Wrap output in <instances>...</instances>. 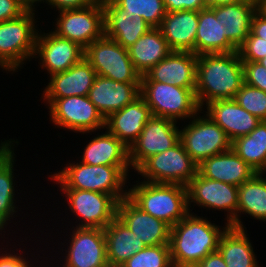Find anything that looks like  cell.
I'll list each match as a JSON object with an SVG mask.
<instances>
[{"instance_id": "6da1fadb", "label": "cell", "mask_w": 266, "mask_h": 267, "mask_svg": "<svg viewBox=\"0 0 266 267\" xmlns=\"http://www.w3.org/2000/svg\"><path fill=\"white\" fill-rule=\"evenodd\" d=\"M243 84L244 70L237 51L197 56L195 96L201 110L205 102L234 99Z\"/></svg>"}, {"instance_id": "7a4b0ae2", "label": "cell", "mask_w": 266, "mask_h": 267, "mask_svg": "<svg viewBox=\"0 0 266 267\" xmlns=\"http://www.w3.org/2000/svg\"><path fill=\"white\" fill-rule=\"evenodd\" d=\"M190 212L170 230L169 248L173 266L194 267L211 252L217 251L223 231L207 219Z\"/></svg>"}, {"instance_id": "3957f363", "label": "cell", "mask_w": 266, "mask_h": 267, "mask_svg": "<svg viewBox=\"0 0 266 267\" xmlns=\"http://www.w3.org/2000/svg\"><path fill=\"white\" fill-rule=\"evenodd\" d=\"M67 166L51 177L60 183L61 189L101 192L111 195L117 202L128 197V191L122 189L126 184L129 166L88 165L83 162Z\"/></svg>"}, {"instance_id": "277c9868", "label": "cell", "mask_w": 266, "mask_h": 267, "mask_svg": "<svg viewBox=\"0 0 266 267\" xmlns=\"http://www.w3.org/2000/svg\"><path fill=\"white\" fill-rule=\"evenodd\" d=\"M128 198L142 211L176 225L189 212L187 189L178 184L150 183L146 180L128 190Z\"/></svg>"}, {"instance_id": "5b68a950", "label": "cell", "mask_w": 266, "mask_h": 267, "mask_svg": "<svg viewBox=\"0 0 266 267\" xmlns=\"http://www.w3.org/2000/svg\"><path fill=\"white\" fill-rule=\"evenodd\" d=\"M33 12L0 22V66L6 71H16L23 61L34 57L39 31L35 29Z\"/></svg>"}, {"instance_id": "8992f818", "label": "cell", "mask_w": 266, "mask_h": 267, "mask_svg": "<svg viewBox=\"0 0 266 267\" xmlns=\"http://www.w3.org/2000/svg\"><path fill=\"white\" fill-rule=\"evenodd\" d=\"M140 96L150 107L152 115L174 121L199 115L200 107L195 88H182L155 81L140 82Z\"/></svg>"}, {"instance_id": "52a82bcc", "label": "cell", "mask_w": 266, "mask_h": 267, "mask_svg": "<svg viewBox=\"0 0 266 267\" xmlns=\"http://www.w3.org/2000/svg\"><path fill=\"white\" fill-rule=\"evenodd\" d=\"M198 165L185 151L181 141L162 153L146 159L135 171L150 183L185 186L197 174Z\"/></svg>"}, {"instance_id": "ba28073f", "label": "cell", "mask_w": 266, "mask_h": 267, "mask_svg": "<svg viewBox=\"0 0 266 267\" xmlns=\"http://www.w3.org/2000/svg\"><path fill=\"white\" fill-rule=\"evenodd\" d=\"M84 58L98 76L122 83L141 82V75L136 71L128 49L105 35L84 49Z\"/></svg>"}, {"instance_id": "9c48e42d", "label": "cell", "mask_w": 266, "mask_h": 267, "mask_svg": "<svg viewBox=\"0 0 266 267\" xmlns=\"http://www.w3.org/2000/svg\"><path fill=\"white\" fill-rule=\"evenodd\" d=\"M56 28L59 37L69 39L86 48L105 35L104 9L101 2H93L81 9L59 11Z\"/></svg>"}, {"instance_id": "30bf717a", "label": "cell", "mask_w": 266, "mask_h": 267, "mask_svg": "<svg viewBox=\"0 0 266 267\" xmlns=\"http://www.w3.org/2000/svg\"><path fill=\"white\" fill-rule=\"evenodd\" d=\"M180 130V141L192 160L199 165L205 159L231 149V141L225 131L209 116H195Z\"/></svg>"}, {"instance_id": "8fae6325", "label": "cell", "mask_w": 266, "mask_h": 267, "mask_svg": "<svg viewBox=\"0 0 266 267\" xmlns=\"http://www.w3.org/2000/svg\"><path fill=\"white\" fill-rule=\"evenodd\" d=\"M48 101L50 117L58 127L80 133L105 129V119L88 96H70Z\"/></svg>"}, {"instance_id": "7c38bea8", "label": "cell", "mask_w": 266, "mask_h": 267, "mask_svg": "<svg viewBox=\"0 0 266 267\" xmlns=\"http://www.w3.org/2000/svg\"><path fill=\"white\" fill-rule=\"evenodd\" d=\"M188 207L190 202L197 206L208 207L209 210H225L227 225L237 228L238 187L229 183L212 180L201 176L198 172L186 185ZM191 200V201H190Z\"/></svg>"}, {"instance_id": "4fadbf2b", "label": "cell", "mask_w": 266, "mask_h": 267, "mask_svg": "<svg viewBox=\"0 0 266 267\" xmlns=\"http://www.w3.org/2000/svg\"><path fill=\"white\" fill-rule=\"evenodd\" d=\"M177 121L152 116L145 124L138 139L129 148V161L136 170L146 159L172 148L180 141Z\"/></svg>"}, {"instance_id": "5bb4252c", "label": "cell", "mask_w": 266, "mask_h": 267, "mask_svg": "<svg viewBox=\"0 0 266 267\" xmlns=\"http://www.w3.org/2000/svg\"><path fill=\"white\" fill-rule=\"evenodd\" d=\"M74 215L83 219L78 228L105 229L117 216L118 202L108 194L79 189H61Z\"/></svg>"}, {"instance_id": "9a60e30c", "label": "cell", "mask_w": 266, "mask_h": 267, "mask_svg": "<svg viewBox=\"0 0 266 267\" xmlns=\"http://www.w3.org/2000/svg\"><path fill=\"white\" fill-rule=\"evenodd\" d=\"M63 267H109L104 229L75 227Z\"/></svg>"}, {"instance_id": "2e32d148", "label": "cell", "mask_w": 266, "mask_h": 267, "mask_svg": "<svg viewBox=\"0 0 266 267\" xmlns=\"http://www.w3.org/2000/svg\"><path fill=\"white\" fill-rule=\"evenodd\" d=\"M39 54V55H38ZM35 55H38L41 67L54 75L68 70L84 57V48L78 43L59 37L54 32L37 34Z\"/></svg>"}, {"instance_id": "e0dca14e", "label": "cell", "mask_w": 266, "mask_h": 267, "mask_svg": "<svg viewBox=\"0 0 266 267\" xmlns=\"http://www.w3.org/2000/svg\"><path fill=\"white\" fill-rule=\"evenodd\" d=\"M145 246L169 244L171 227L149 213L142 211L128 197L117 204V216Z\"/></svg>"}, {"instance_id": "ac0fdd59", "label": "cell", "mask_w": 266, "mask_h": 267, "mask_svg": "<svg viewBox=\"0 0 266 267\" xmlns=\"http://www.w3.org/2000/svg\"><path fill=\"white\" fill-rule=\"evenodd\" d=\"M196 67V54L172 51L165 59L141 76V81H155L182 88H195Z\"/></svg>"}, {"instance_id": "d6986e66", "label": "cell", "mask_w": 266, "mask_h": 267, "mask_svg": "<svg viewBox=\"0 0 266 267\" xmlns=\"http://www.w3.org/2000/svg\"><path fill=\"white\" fill-rule=\"evenodd\" d=\"M138 97L140 83H122L98 75L88 93L89 100L104 119L134 102Z\"/></svg>"}, {"instance_id": "ffe728a7", "label": "cell", "mask_w": 266, "mask_h": 267, "mask_svg": "<svg viewBox=\"0 0 266 267\" xmlns=\"http://www.w3.org/2000/svg\"><path fill=\"white\" fill-rule=\"evenodd\" d=\"M102 5L105 36L115 40L125 49L131 47L143 34L153 28L142 17L128 14L113 0H105Z\"/></svg>"}, {"instance_id": "44dd1931", "label": "cell", "mask_w": 266, "mask_h": 267, "mask_svg": "<svg viewBox=\"0 0 266 267\" xmlns=\"http://www.w3.org/2000/svg\"><path fill=\"white\" fill-rule=\"evenodd\" d=\"M97 74L83 57L68 70L51 75L43 92L44 99H62L70 96H88Z\"/></svg>"}, {"instance_id": "7402d4cb", "label": "cell", "mask_w": 266, "mask_h": 267, "mask_svg": "<svg viewBox=\"0 0 266 267\" xmlns=\"http://www.w3.org/2000/svg\"><path fill=\"white\" fill-rule=\"evenodd\" d=\"M205 105L207 106L206 115L225 131L231 142L248 135L261 122L234 99L215 100Z\"/></svg>"}, {"instance_id": "603a6c76", "label": "cell", "mask_w": 266, "mask_h": 267, "mask_svg": "<svg viewBox=\"0 0 266 267\" xmlns=\"http://www.w3.org/2000/svg\"><path fill=\"white\" fill-rule=\"evenodd\" d=\"M152 116L150 107L140 96L106 118L105 128L130 148Z\"/></svg>"}, {"instance_id": "cb8c5ba5", "label": "cell", "mask_w": 266, "mask_h": 267, "mask_svg": "<svg viewBox=\"0 0 266 267\" xmlns=\"http://www.w3.org/2000/svg\"><path fill=\"white\" fill-rule=\"evenodd\" d=\"M259 8V0H243L210 8L219 19L226 38L238 49L251 31L254 13Z\"/></svg>"}, {"instance_id": "d4e9b609", "label": "cell", "mask_w": 266, "mask_h": 267, "mask_svg": "<svg viewBox=\"0 0 266 267\" xmlns=\"http://www.w3.org/2000/svg\"><path fill=\"white\" fill-rule=\"evenodd\" d=\"M197 172L205 178L229 183L237 187L249 181L257 173L232 148L202 161L198 165Z\"/></svg>"}, {"instance_id": "484cf974", "label": "cell", "mask_w": 266, "mask_h": 267, "mask_svg": "<svg viewBox=\"0 0 266 267\" xmlns=\"http://www.w3.org/2000/svg\"><path fill=\"white\" fill-rule=\"evenodd\" d=\"M172 51L193 52L198 28L197 11L167 12L158 27Z\"/></svg>"}, {"instance_id": "4316f807", "label": "cell", "mask_w": 266, "mask_h": 267, "mask_svg": "<svg viewBox=\"0 0 266 267\" xmlns=\"http://www.w3.org/2000/svg\"><path fill=\"white\" fill-rule=\"evenodd\" d=\"M171 52L172 50L158 27L151 28L128 48L129 57L141 76Z\"/></svg>"}, {"instance_id": "83f0119b", "label": "cell", "mask_w": 266, "mask_h": 267, "mask_svg": "<svg viewBox=\"0 0 266 267\" xmlns=\"http://www.w3.org/2000/svg\"><path fill=\"white\" fill-rule=\"evenodd\" d=\"M104 233L109 267H120L146 247L141 239H138L136 234L117 217L104 229Z\"/></svg>"}, {"instance_id": "f1b7e54d", "label": "cell", "mask_w": 266, "mask_h": 267, "mask_svg": "<svg viewBox=\"0 0 266 267\" xmlns=\"http://www.w3.org/2000/svg\"><path fill=\"white\" fill-rule=\"evenodd\" d=\"M81 162L88 165L131 166L129 148L108 130L86 145Z\"/></svg>"}, {"instance_id": "f546056e", "label": "cell", "mask_w": 266, "mask_h": 267, "mask_svg": "<svg viewBox=\"0 0 266 267\" xmlns=\"http://www.w3.org/2000/svg\"><path fill=\"white\" fill-rule=\"evenodd\" d=\"M219 19L210 8L198 12L195 54L232 53L238 49L226 38Z\"/></svg>"}, {"instance_id": "4dcf8cb0", "label": "cell", "mask_w": 266, "mask_h": 267, "mask_svg": "<svg viewBox=\"0 0 266 267\" xmlns=\"http://www.w3.org/2000/svg\"><path fill=\"white\" fill-rule=\"evenodd\" d=\"M244 229L228 226L218 242V251L227 267H258V262Z\"/></svg>"}, {"instance_id": "1f68e13d", "label": "cell", "mask_w": 266, "mask_h": 267, "mask_svg": "<svg viewBox=\"0 0 266 267\" xmlns=\"http://www.w3.org/2000/svg\"><path fill=\"white\" fill-rule=\"evenodd\" d=\"M262 176L263 173L257 172L238 187L237 228L244 229L239 218L241 212L255 219L266 220V178Z\"/></svg>"}, {"instance_id": "d6a6232c", "label": "cell", "mask_w": 266, "mask_h": 267, "mask_svg": "<svg viewBox=\"0 0 266 267\" xmlns=\"http://www.w3.org/2000/svg\"><path fill=\"white\" fill-rule=\"evenodd\" d=\"M7 140L0 145V230L4 229L6 221L10 220L15 211L14 204V152L11 143Z\"/></svg>"}, {"instance_id": "836d02e7", "label": "cell", "mask_w": 266, "mask_h": 267, "mask_svg": "<svg viewBox=\"0 0 266 267\" xmlns=\"http://www.w3.org/2000/svg\"><path fill=\"white\" fill-rule=\"evenodd\" d=\"M232 150L256 172H262L266 166V121L248 135L232 141Z\"/></svg>"}, {"instance_id": "e575fe53", "label": "cell", "mask_w": 266, "mask_h": 267, "mask_svg": "<svg viewBox=\"0 0 266 267\" xmlns=\"http://www.w3.org/2000/svg\"><path fill=\"white\" fill-rule=\"evenodd\" d=\"M128 14L142 17L152 27H159L167 13L163 0H113Z\"/></svg>"}, {"instance_id": "d590c367", "label": "cell", "mask_w": 266, "mask_h": 267, "mask_svg": "<svg viewBox=\"0 0 266 267\" xmlns=\"http://www.w3.org/2000/svg\"><path fill=\"white\" fill-rule=\"evenodd\" d=\"M120 267H173L169 244L146 246Z\"/></svg>"}, {"instance_id": "8d00e7d4", "label": "cell", "mask_w": 266, "mask_h": 267, "mask_svg": "<svg viewBox=\"0 0 266 267\" xmlns=\"http://www.w3.org/2000/svg\"><path fill=\"white\" fill-rule=\"evenodd\" d=\"M234 100L250 114L266 121V92L243 84L236 93Z\"/></svg>"}, {"instance_id": "74e56055", "label": "cell", "mask_w": 266, "mask_h": 267, "mask_svg": "<svg viewBox=\"0 0 266 267\" xmlns=\"http://www.w3.org/2000/svg\"><path fill=\"white\" fill-rule=\"evenodd\" d=\"M242 61L258 62L266 57V41L256 37L251 31L237 50Z\"/></svg>"}, {"instance_id": "f35d334b", "label": "cell", "mask_w": 266, "mask_h": 267, "mask_svg": "<svg viewBox=\"0 0 266 267\" xmlns=\"http://www.w3.org/2000/svg\"><path fill=\"white\" fill-rule=\"evenodd\" d=\"M244 83L266 92V68L259 62L242 61Z\"/></svg>"}, {"instance_id": "ab89813d", "label": "cell", "mask_w": 266, "mask_h": 267, "mask_svg": "<svg viewBox=\"0 0 266 267\" xmlns=\"http://www.w3.org/2000/svg\"><path fill=\"white\" fill-rule=\"evenodd\" d=\"M167 12L204 9L203 0H163Z\"/></svg>"}, {"instance_id": "60d3db41", "label": "cell", "mask_w": 266, "mask_h": 267, "mask_svg": "<svg viewBox=\"0 0 266 267\" xmlns=\"http://www.w3.org/2000/svg\"><path fill=\"white\" fill-rule=\"evenodd\" d=\"M25 12L17 0H0V22L17 18Z\"/></svg>"}, {"instance_id": "b9f144b4", "label": "cell", "mask_w": 266, "mask_h": 267, "mask_svg": "<svg viewBox=\"0 0 266 267\" xmlns=\"http://www.w3.org/2000/svg\"><path fill=\"white\" fill-rule=\"evenodd\" d=\"M251 32L266 41V13L261 8H258L252 17Z\"/></svg>"}, {"instance_id": "7bdbcfd3", "label": "cell", "mask_w": 266, "mask_h": 267, "mask_svg": "<svg viewBox=\"0 0 266 267\" xmlns=\"http://www.w3.org/2000/svg\"><path fill=\"white\" fill-rule=\"evenodd\" d=\"M48 5L56 7L59 11L71 10V9H81L89 6L93 3L92 0H45Z\"/></svg>"}, {"instance_id": "ee69618b", "label": "cell", "mask_w": 266, "mask_h": 267, "mask_svg": "<svg viewBox=\"0 0 266 267\" xmlns=\"http://www.w3.org/2000/svg\"><path fill=\"white\" fill-rule=\"evenodd\" d=\"M18 254H9L6 255L3 253L0 255V267H30L28 264L29 262L21 257V255L17 256Z\"/></svg>"}, {"instance_id": "f6af8a7d", "label": "cell", "mask_w": 266, "mask_h": 267, "mask_svg": "<svg viewBox=\"0 0 266 267\" xmlns=\"http://www.w3.org/2000/svg\"><path fill=\"white\" fill-rule=\"evenodd\" d=\"M194 267H227L219 251L211 252Z\"/></svg>"}, {"instance_id": "bcb514c9", "label": "cell", "mask_w": 266, "mask_h": 267, "mask_svg": "<svg viewBox=\"0 0 266 267\" xmlns=\"http://www.w3.org/2000/svg\"><path fill=\"white\" fill-rule=\"evenodd\" d=\"M243 0H203L204 8H213L223 4L237 3Z\"/></svg>"}, {"instance_id": "7dc6e473", "label": "cell", "mask_w": 266, "mask_h": 267, "mask_svg": "<svg viewBox=\"0 0 266 267\" xmlns=\"http://www.w3.org/2000/svg\"><path fill=\"white\" fill-rule=\"evenodd\" d=\"M22 6H23V8L26 10V11H35V10H33L34 9V3L36 2H41V1H43L44 2V0H17ZM33 6V7H32Z\"/></svg>"}, {"instance_id": "c3c4849f", "label": "cell", "mask_w": 266, "mask_h": 267, "mask_svg": "<svg viewBox=\"0 0 266 267\" xmlns=\"http://www.w3.org/2000/svg\"><path fill=\"white\" fill-rule=\"evenodd\" d=\"M259 8L266 13V0H259Z\"/></svg>"}, {"instance_id": "681fc988", "label": "cell", "mask_w": 266, "mask_h": 267, "mask_svg": "<svg viewBox=\"0 0 266 267\" xmlns=\"http://www.w3.org/2000/svg\"><path fill=\"white\" fill-rule=\"evenodd\" d=\"M262 66L266 68V57L258 61Z\"/></svg>"}, {"instance_id": "f907efd6", "label": "cell", "mask_w": 266, "mask_h": 267, "mask_svg": "<svg viewBox=\"0 0 266 267\" xmlns=\"http://www.w3.org/2000/svg\"><path fill=\"white\" fill-rule=\"evenodd\" d=\"M93 2H101L103 3L105 0H92Z\"/></svg>"}, {"instance_id": "816d5d0a", "label": "cell", "mask_w": 266, "mask_h": 267, "mask_svg": "<svg viewBox=\"0 0 266 267\" xmlns=\"http://www.w3.org/2000/svg\"><path fill=\"white\" fill-rule=\"evenodd\" d=\"M265 172H266V166H265V169L261 173H264L265 174Z\"/></svg>"}]
</instances>
